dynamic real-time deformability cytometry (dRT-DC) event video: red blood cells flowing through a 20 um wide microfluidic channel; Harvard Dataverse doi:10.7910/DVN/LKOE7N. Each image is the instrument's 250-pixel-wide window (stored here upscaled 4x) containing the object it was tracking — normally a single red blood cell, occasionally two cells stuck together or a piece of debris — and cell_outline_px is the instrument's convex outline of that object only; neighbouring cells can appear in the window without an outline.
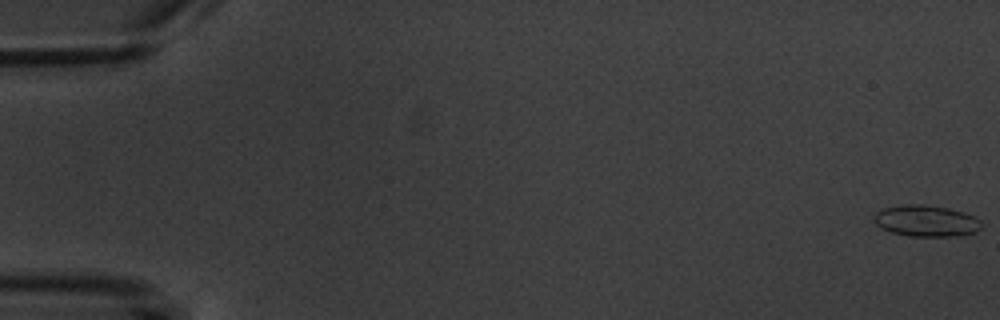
{"species": "common noctule bat (a hibernating species)", "species_latin": "Nyctalus noctula", "temperature_condition": "warm", "stored_images_in_passage": 6, "camera_frame_rate_fps": 3000, "um_per_image_px": 0.085, "animal": {"sex": "male", "body_mass_g": 20.1, "forearm_length_mm": 53.5}, "frame": {"image": 1, "passage_image": 1, "time_ms": 0.0, "image_size_px": [1000, 320], "cell_outline_px": [[980, 228], [976, 232], [960, 236], [908, 236], [892, 232], [880, 228], [876, 224], [872, 216], [876, 212], [884, 208], [900, 204], [924, 204], [948, 208], [964, 212], [980, 220]], "centroid_in_image_um": [78.69, 18.77], "position_along_channel_um": 6.3, "area_um2": 19.77}}